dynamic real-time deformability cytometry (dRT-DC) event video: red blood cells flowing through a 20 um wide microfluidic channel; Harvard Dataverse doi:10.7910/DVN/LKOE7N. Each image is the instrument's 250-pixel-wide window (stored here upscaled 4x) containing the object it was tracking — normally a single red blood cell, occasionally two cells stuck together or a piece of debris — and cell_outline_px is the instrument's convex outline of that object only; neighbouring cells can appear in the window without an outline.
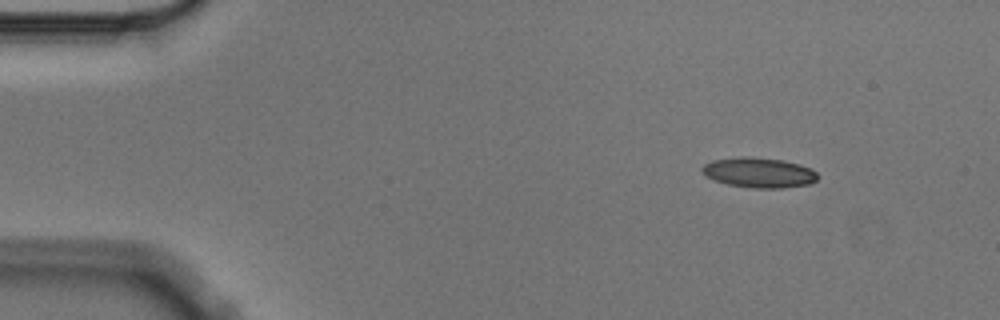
{"species": "Egyptian fruit bat (a non-hibernating species)", "species_latin": "Rousettus aegyptiacus", "temperature_condition": "cold", "stored_images_in_passage": 8, "camera_frame_rate_fps": 3000, "um_per_image_px": 0.085, "animal": {"sex": "male"}, "frame": {"image": 1, "passage_image": 1, "time_ms": 0.0, "image_size_px": [1000, 320], "cell_outline_px": [[820, 176], [816, 180], [808, 184], [780, 188], [752, 188], [728, 184], [712, 180], [704, 176], [700, 168], [704, 164], [712, 160], [740, 156], [752, 156], [784, 160], [800, 164], [812, 168]], "centroid_in_image_um": [64.49, 14.65], "position_along_channel_um": 20.5, "area_um2": 20.63}}
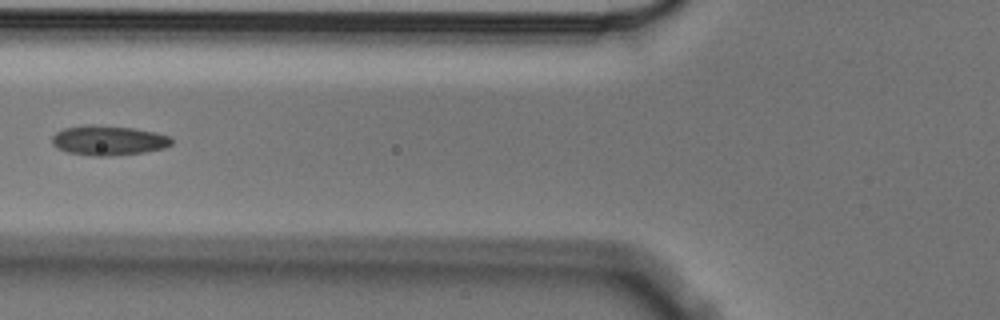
{"frame": {"image": 2, "passage_image": 5, "time_ms": 1.333, "image_size_px": [1000, 320], "cell_outline_px": [[172, 144], [164, 148], [144, 152], [108, 156], [96, 156], [68, 152], [56, 148], [52, 144], [52, 136], [56, 132], [64, 128], [88, 124], [92, 124], [132, 128], [156, 132], [168, 136], [172, 140]], "centroid_in_image_um": [9.19, 11.93], "position_along_channel_um": 116.6, "area_um2": 20.69}}
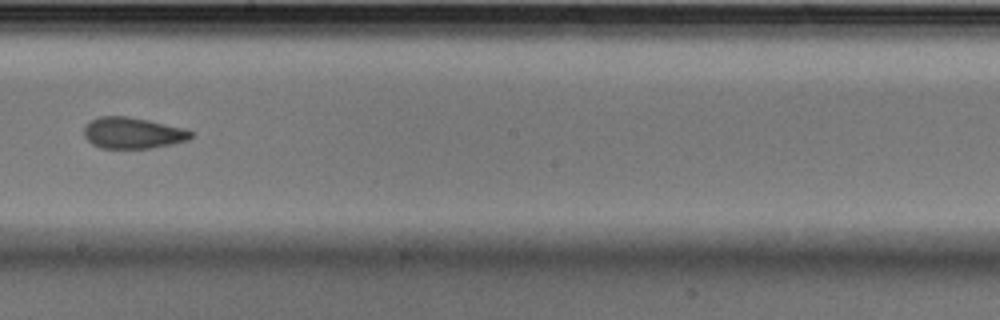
{"frame": {"image": 3, "passage_image": 8, "time_ms": 2.333, "image_size_px": [1000, 320], "cell_outline_px": [[192, 136], [188, 140], [172, 144], [152, 148], [100, 148], [92, 144], [84, 136], [84, 124], [100, 116], [128, 116], [148, 120], [184, 128], [192, 132]], "centroid_in_image_um": [11.26, 11.3], "position_along_channel_um": 236.9, "area_um2": 19.48}}